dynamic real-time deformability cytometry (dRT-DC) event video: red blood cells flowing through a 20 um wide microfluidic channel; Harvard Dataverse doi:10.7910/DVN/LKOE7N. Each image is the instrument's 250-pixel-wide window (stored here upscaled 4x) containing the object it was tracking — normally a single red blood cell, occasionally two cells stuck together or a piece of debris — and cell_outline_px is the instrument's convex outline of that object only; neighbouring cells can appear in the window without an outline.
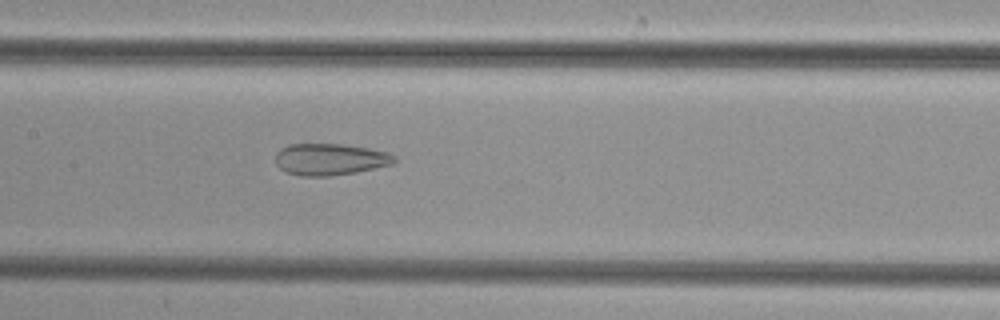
{"species": "common noctule bat (a hibernating species)", "species_latin": "Nyctalus noctula", "temperature_condition": "cold", "stored_images_in_passage": 36, "camera_frame_rate_fps": 3000, "um_per_image_px": 0.085, "animal": {"sex": "female", "body_mass_g": 29.2, "forearm_length_mm": 56.3}, "frame": {"image": 1, "passage_image": 19, "time_ms": 6.0, "image_size_px": [1000, 320], "cell_outline_px": [[396, 160], [392, 164], [356, 172], [328, 176], [300, 176], [284, 172], [276, 164], [276, 152], [280, 148], [288, 144], [344, 144], [368, 148], [388, 152], [396, 156]], "centroid_in_image_um": [28.03, 13.54], "position_along_channel_um": 179.4, "area_um2": 22.08}}
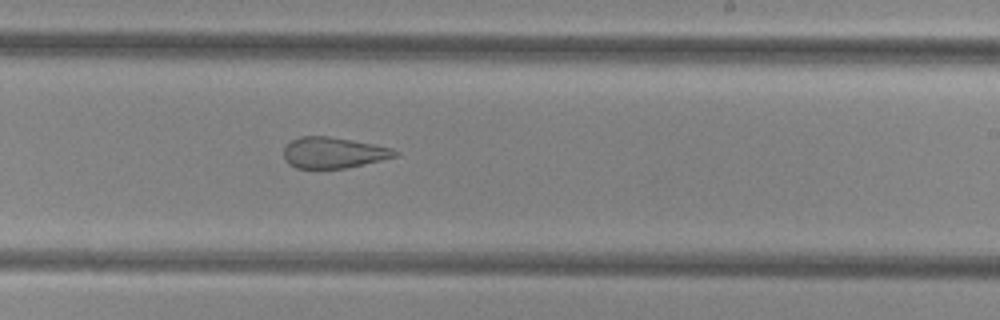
{"frame": {"image": 2, "passage_image": 25, "time_ms": 8.0, "image_size_px": [1000, 320], "cell_outline_px": [[400, 152], [396, 156], [348, 168], [296, 168], [288, 164], [284, 160], [284, 148], [292, 140], [300, 136], [328, 136], [352, 140], [392, 148]], "centroid_in_image_um": [28.32, 12.98], "position_along_channel_um": 260.7, "area_um2": 20.0}}
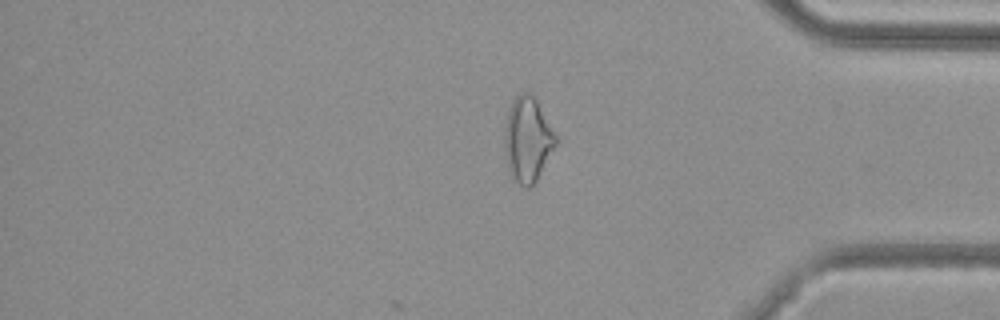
{"frame": {"image": 3, "passage_image": 36, "time_ms": 11.667, "image_size_px": [1000, 320], "cell_outline_px": [[560, 140], [532, 188], [524, 188], [512, 180], [508, 168], [504, 144], [504, 128], [508, 108], [512, 100], [520, 92], [532, 92]], "centroid_in_image_um": [44.86, 11.87], "position_along_channel_um": 390.3, "area_um2": 26.13}}